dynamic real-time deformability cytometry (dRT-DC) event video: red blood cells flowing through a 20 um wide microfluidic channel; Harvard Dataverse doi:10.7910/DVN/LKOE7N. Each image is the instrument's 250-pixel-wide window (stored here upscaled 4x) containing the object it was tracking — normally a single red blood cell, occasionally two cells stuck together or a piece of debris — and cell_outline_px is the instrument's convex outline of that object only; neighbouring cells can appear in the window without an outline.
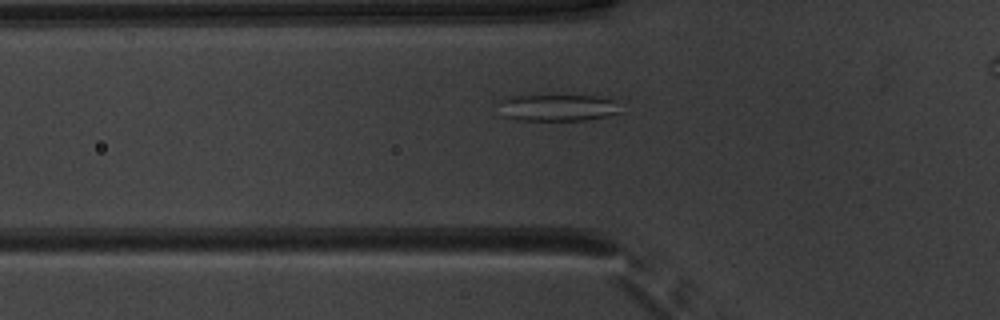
{"species": "common noctule bat (a hibernating species)", "species_latin": "Nyctalus noctula", "temperature_condition": "warm", "stored_images_in_passage": 44, "camera_frame_rate_fps": 3000, "um_per_image_px": 0.085, "animal": {"sex": "male", "body_mass_g": 20.1, "forearm_length_mm": 53.5}, "frame": {"image": 1, "passage_image": 15, "time_ms": 4.667, "image_size_px": [1000, 320], "cell_outline_px": [[624, 112], [608, 116], [584, 120], [516, 120], [504, 116], [504, 100], [516, 96], [596, 96], [616, 100]], "centroid_in_image_um": [47.59, 9.17], "position_along_channel_um": 78.2, "area_um2": 18.55}}
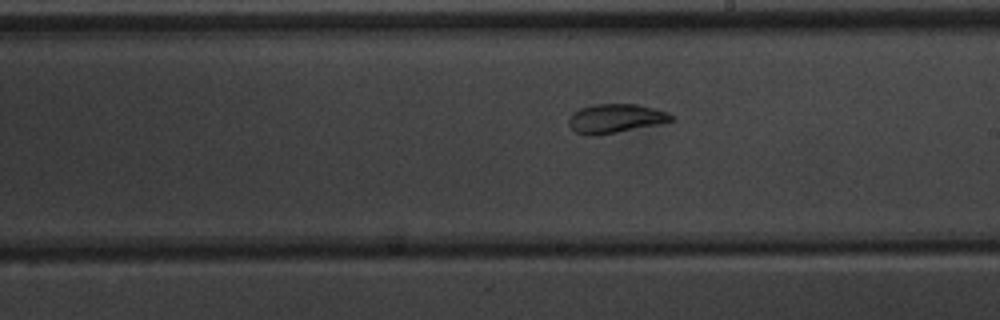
{"frame": {"image": 2, "passage_image": 27, "time_ms": 8.667, "image_size_px": [1000, 320], "cell_outline_px": [[676, 120], [660, 124], [616, 132], [588, 136], [576, 132], [568, 124], [568, 120], [572, 112], [580, 108], [596, 104], [636, 104], [668, 112]], "centroid_in_image_um": [52.31, 10.06], "position_along_channel_um": 236.7, "area_um2": 17.22}}
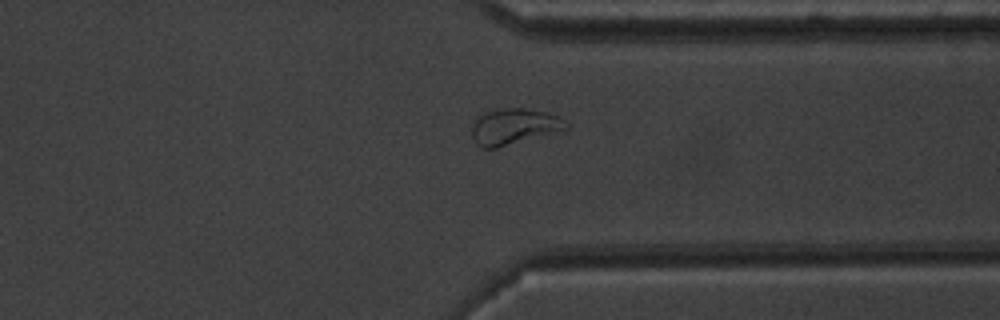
{"frame": {"image": 3, "passage_image": 37, "time_ms": 12.0, "image_size_px": [1000, 320], "cell_outline_px": [[568, 128], [496, 148], [484, 148], [476, 144], [472, 136], [472, 128], [476, 116], [484, 112], [504, 108], [524, 108], [548, 112], [564, 120], [568, 124]], "centroid_in_image_um": [43.64, 10.74], "position_along_channel_um": 367.8, "area_um2": 19.48}}